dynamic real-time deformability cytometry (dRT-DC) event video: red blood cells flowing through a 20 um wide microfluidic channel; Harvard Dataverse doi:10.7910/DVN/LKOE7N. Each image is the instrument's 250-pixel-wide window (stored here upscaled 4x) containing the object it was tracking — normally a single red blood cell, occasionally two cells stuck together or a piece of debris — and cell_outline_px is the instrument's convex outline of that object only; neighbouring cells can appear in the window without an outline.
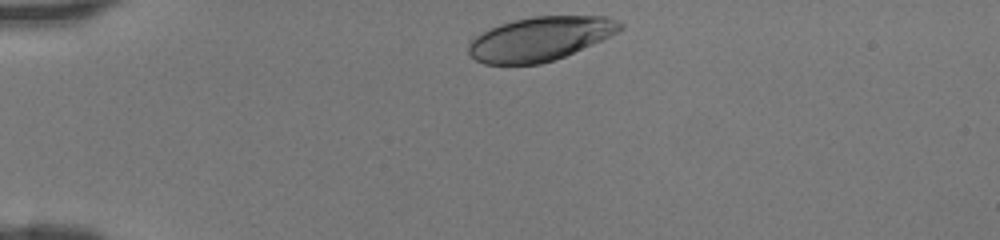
{"species": "human", "species_latin": "Homo sapiens", "temperature_condition": "room temperature", "stored_images_in_passage": 30, "camera_frame_rate_fps": 3000, "um_per_image_px": 0.085, "donor": {"sex": "female"}, "frame": {"image": 1, "passage_image": 1, "time_ms": 0.0, "image_size_px": [1000, 240], "cell_outline_px": [[624, 28], [592, 44], [564, 56], [540, 64], [484, 64], [476, 60], [468, 52], [468, 44], [476, 36], [500, 24], [532, 16], [604, 16], [616, 20], [624, 24]], "centroid_in_image_um": [45.9, 3.29], "position_along_channel_um": 39.1, "area_um2": 38.26}}
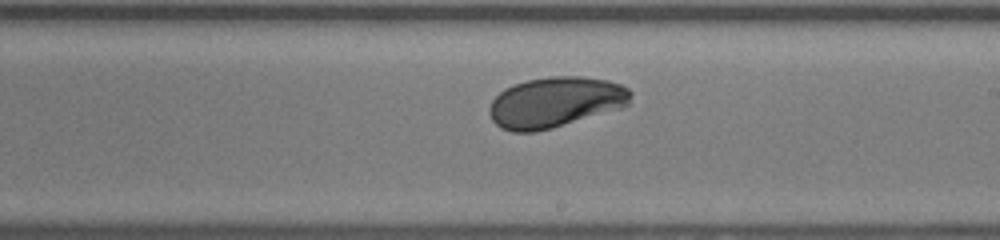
{"frame": {"image": 2, "passage_image": 18, "time_ms": 5.667, "image_size_px": [1000, 240], "cell_outline_px": [[632, 92], [628, 104], [620, 108], [552, 128], [536, 132], [512, 132], [500, 128], [492, 120], [488, 112], [488, 108], [492, 100], [504, 88], [528, 80], [552, 76], [580, 76], [608, 80], [620, 84], [628, 88]], "centroid_in_image_um": [47.18, 8.69], "position_along_channel_um": 241.8, "area_um2": 41.56}}
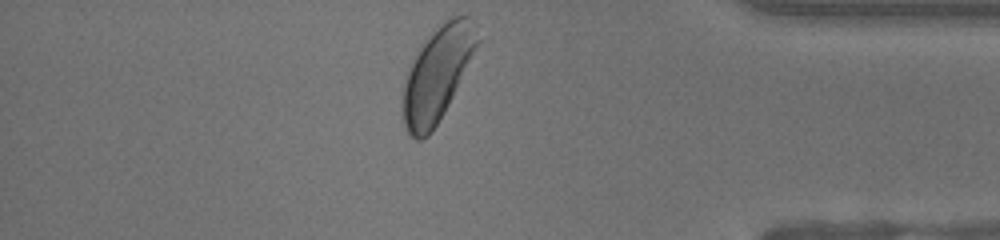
{"frame": {"image": 3, "passage_image": 30, "time_ms": 9.667, "image_size_px": [1000, 240], "cell_outline_px": [[484, 40], [444, 112], [432, 132], [428, 136], [420, 140], [416, 140], [408, 132], [404, 124], [400, 112], [400, 88], [408, 64], [412, 56], [428, 36], [444, 20], [452, 16], [472, 16], [484, 36]], "centroid_in_image_um": [37.19, 6.23], "position_along_channel_um": 398.0, "area_um2": 43.12}}